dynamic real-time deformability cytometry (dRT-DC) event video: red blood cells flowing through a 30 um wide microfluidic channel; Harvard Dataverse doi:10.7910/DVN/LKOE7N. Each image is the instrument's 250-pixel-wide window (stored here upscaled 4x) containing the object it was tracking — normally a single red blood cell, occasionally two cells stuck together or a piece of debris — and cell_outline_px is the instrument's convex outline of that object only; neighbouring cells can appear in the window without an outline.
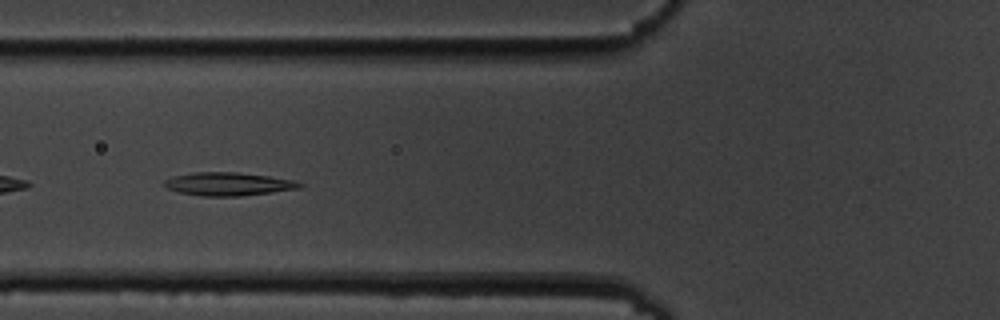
{"species": "common noctule bat (a hibernating species)", "species_latin": "Nyctalus noctula", "temperature_condition": "cold", "stored_images_in_passage": 40, "camera_frame_rate_fps": 3000, "um_per_image_px": 0.085, "animal": {"sex": "male", "body_mass_g": 19.5, "forearm_length_mm": 54.6}, "frame": {"image": 1, "passage_image": 5, "time_ms": 1.333, "image_size_px": [1000, 320], "cell_outline_px": [[304, 184], [300, 188], [240, 196], [204, 196], [180, 192], [168, 188], [164, 184], [164, 180], [172, 176], [192, 172], [236, 172], [268, 176], [296, 180]], "centroid_in_image_um": [19.41, 15.63], "position_along_channel_um": 106.4, "area_um2": 18.21}}
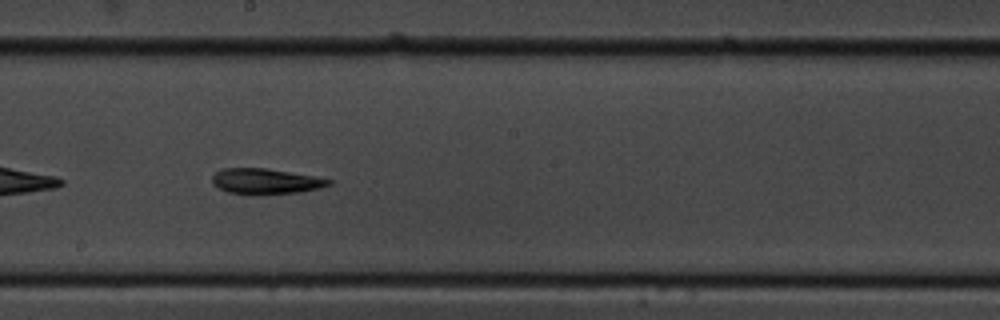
{"frame": {"image": 2, "passage_image": 15, "time_ms": 4.667, "image_size_px": [1000, 320], "cell_outline_px": [[332, 184], [320, 188], [300, 192], [228, 192], [216, 188], [212, 184], [212, 176], [216, 172], [224, 168], [268, 168], [312, 176], [332, 180]], "centroid_in_image_um": [22.56, 15.37], "position_along_channel_um": 225.6, "area_um2": 16.65}}
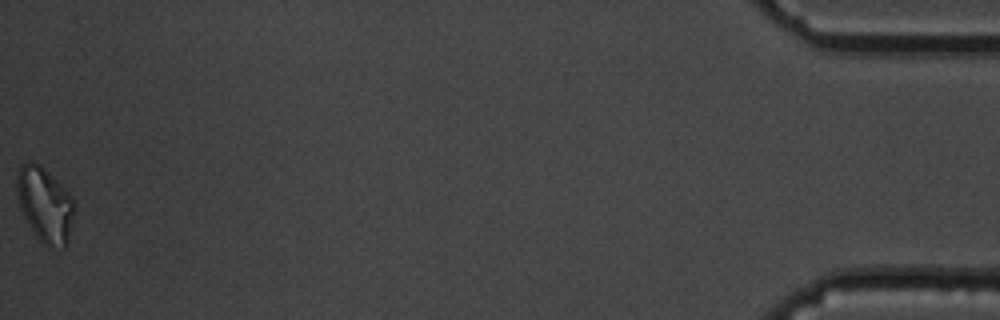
{"frame": {"image": 3, "passage_image": 40, "time_ms": 13.0, "image_size_px": [1000, 320], "cell_outline_px": [[76, 212], [68, 244], [64, 248], [48, 248], [36, 236], [28, 224], [20, 208], [16, 188], [16, 176], [20, 164], [28, 160], [32, 160], [40, 164], [72, 196], [76, 204]], "centroid_in_image_um": [3.85, 17.41], "position_along_channel_um": 431.4, "area_um2": 25.78}, "authors_computed_cell_mechanics": {"area_um2": 17.34, "velocity_mm_per_s": 3.5789, "shape_relaxation_time_tau1_ms": null, "shape_relaxation_time_tau2_ms": 11.0901, "deformation_change_tau1": null, "deformation_change_tau2": 0.2121}}